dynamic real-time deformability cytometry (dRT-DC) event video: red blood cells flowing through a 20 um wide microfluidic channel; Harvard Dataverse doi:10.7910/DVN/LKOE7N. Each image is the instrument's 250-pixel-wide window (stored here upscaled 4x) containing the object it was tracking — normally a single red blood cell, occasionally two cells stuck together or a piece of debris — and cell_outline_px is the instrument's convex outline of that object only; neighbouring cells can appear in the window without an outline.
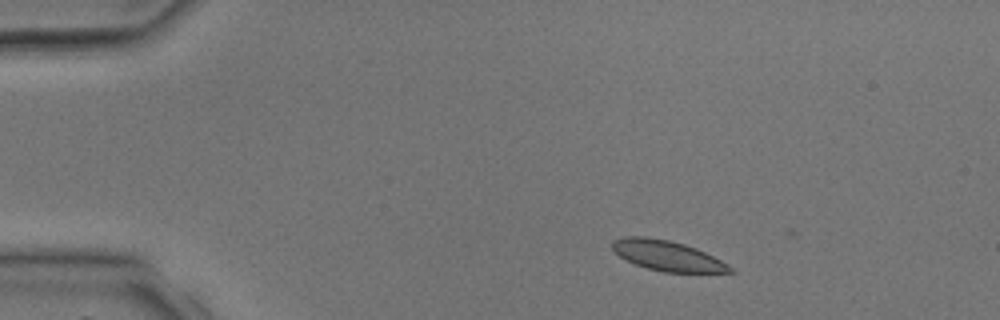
{"species": "common noctule bat (a hibernating species)", "species_latin": "Nyctalus noctula", "temperature_condition": "room temperature", "stored_images_in_passage": 4, "camera_frame_rate_fps": 3000, "um_per_image_px": 0.085, "animal": {"sex": "male", "body_mass_g": 17.9, "forearm_length_mm": 54.2}, "frame": {"image": 1, "passage_image": 2, "time_ms": 1.0, "image_size_px": [1000, 320], "cell_outline_px": [[736, 272], [664, 272], [648, 268], [636, 264], [620, 256], [612, 248], [612, 240], [624, 236], [648, 236], [668, 240], [684, 244], [696, 248], [728, 264]], "centroid_in_image_um": [56.7, 21.72], "position_along_channel_um": 28.3, "area_um2": 20.46}}
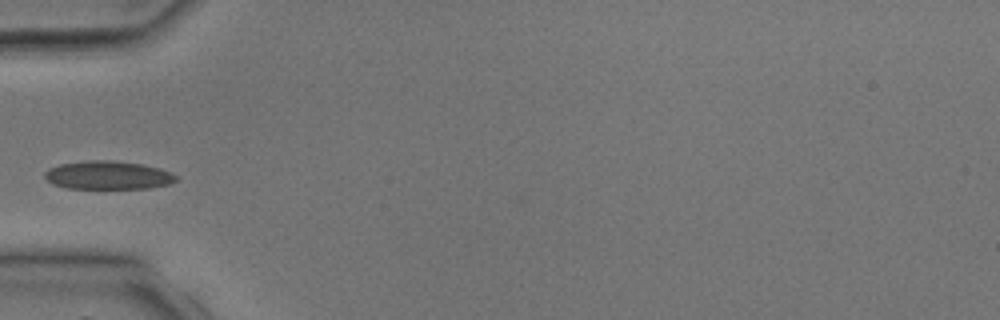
{"frame": {"image": 2, "passage_image": 4, "time_ms": 3.333, "image_size_px": [1000, 320], "cell_outline_px": [[176, 180], [168, 184], [148, 188], [68, 188], [52, 184], [44, 176], [44, 172], [48, 168], [60, 164], [92, 160], [112, 160], [144, 164], [160, 168], [176, 176]], "centroid_in_image_um": [9.15, 14.88], "position_along_channel_um": 75.9, "area_um2": 21.56}}